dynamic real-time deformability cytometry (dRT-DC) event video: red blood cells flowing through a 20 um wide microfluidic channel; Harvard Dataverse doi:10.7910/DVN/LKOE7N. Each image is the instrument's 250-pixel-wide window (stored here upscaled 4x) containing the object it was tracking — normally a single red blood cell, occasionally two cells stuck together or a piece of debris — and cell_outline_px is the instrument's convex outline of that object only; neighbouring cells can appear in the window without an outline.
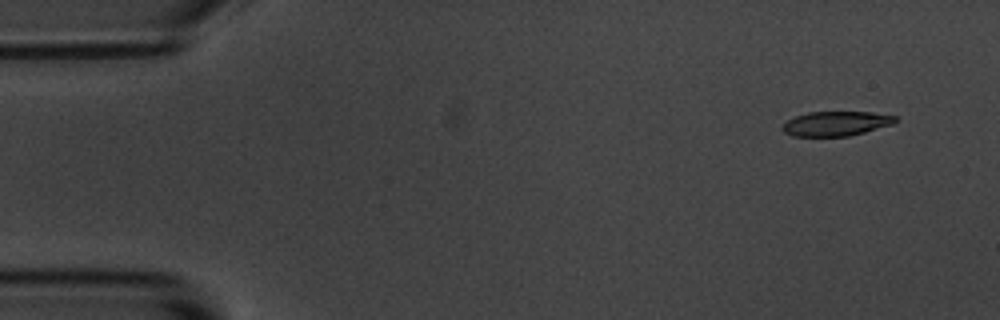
{"species": "common noctule bat (a hibernating species)", "species_latin": "Nyctalus noctula", "temperature_condition": "room temperature", "stored_images_in_passage": 5, "camera_frame_rate_fps": 3000, "um_per_image_px": 0.085, "animal": {"sex": "male", "body_mass_g": 20.1, "forearm_length_mm": 53.5}, "frame": {"image": 1, "passage_image": 2, "time_ms": 1.0, "image_size_px": [1000, 320], "cell_outline_px": [[896, 120], [892, 124], [864, 132], [848, 136], [792, 136], [784, 132], [780, 128], [788, 120], [796, 116], [808, 112], [872, 112], [896, 116]], "centroid_in_image_um": [71.03, 10.5], "position_along_channel_um": 14.0, "area_um2": 16.01}}
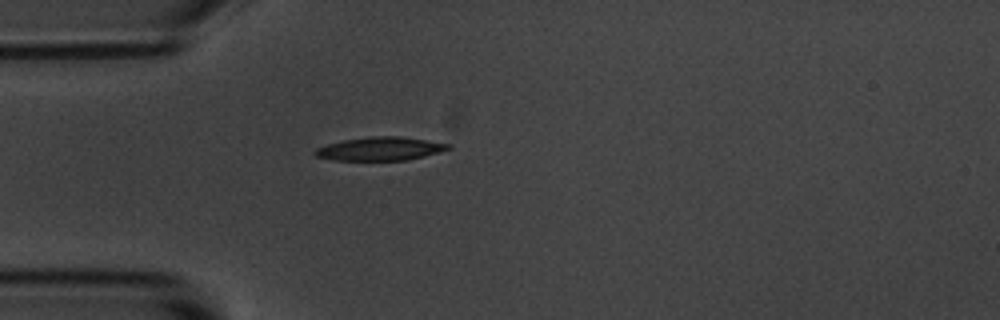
{"frame": {"image": 2, "passage_image": 5, "time_ms": 4.667, "image_size_px": [1000, 320], "cell_outline_px": [[452, 148], [424, 156], [408, 160], [336, 160], [316, 156], [312, 152], [316, 148], [328, 144], [344, 140], [372, 136], [400, 136], [452, 144]], "centroid_in_image_um": [32.33, 12.64], "position_along_channel_um": 52.7, "area_um2": 18.09}}